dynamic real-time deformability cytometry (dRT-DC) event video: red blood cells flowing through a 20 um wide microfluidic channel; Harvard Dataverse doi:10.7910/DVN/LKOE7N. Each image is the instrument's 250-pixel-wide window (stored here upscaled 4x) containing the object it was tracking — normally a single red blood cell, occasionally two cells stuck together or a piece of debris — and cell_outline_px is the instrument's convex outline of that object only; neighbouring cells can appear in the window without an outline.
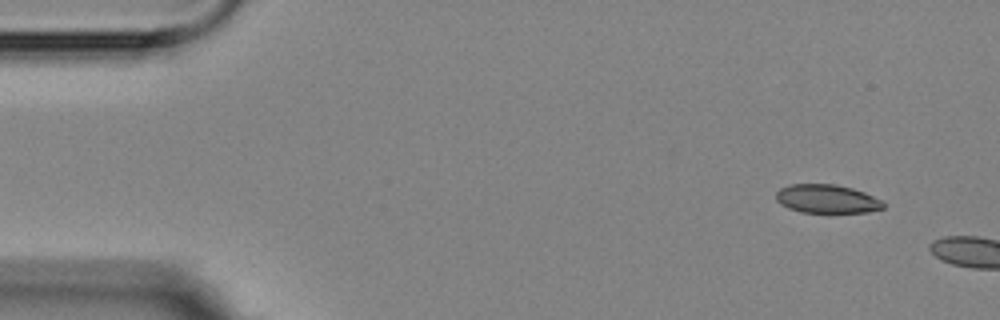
{"species": "Egyptian fruit bat (a non-hibernating species)", "species_latin": "Rousettus aegyptiacus", "temperature_condition": "room temperature", "stored_images_in_passage": 3, "camera_frame_rate_fps": 3000, "um_per_image_px": 0.085, "animal": {"sex": "female"}, "frame": {"image": 1, "passage_image": 2, "time_ms": 1.333, "image_size_px": [1000, 320], "cell_outline_px": [[884, 208], [868, 212], [800, 212], [788, 208], [780, 204], [776, 200], [776, 192], [780, 188], [788, 184], [836, 184], [852, 188], [864, 192], [884, 200]], "centroid_in_image_um": [70.29, 16.9], "position_along_channel_um": 14.7, "area_um2": 18.03}}